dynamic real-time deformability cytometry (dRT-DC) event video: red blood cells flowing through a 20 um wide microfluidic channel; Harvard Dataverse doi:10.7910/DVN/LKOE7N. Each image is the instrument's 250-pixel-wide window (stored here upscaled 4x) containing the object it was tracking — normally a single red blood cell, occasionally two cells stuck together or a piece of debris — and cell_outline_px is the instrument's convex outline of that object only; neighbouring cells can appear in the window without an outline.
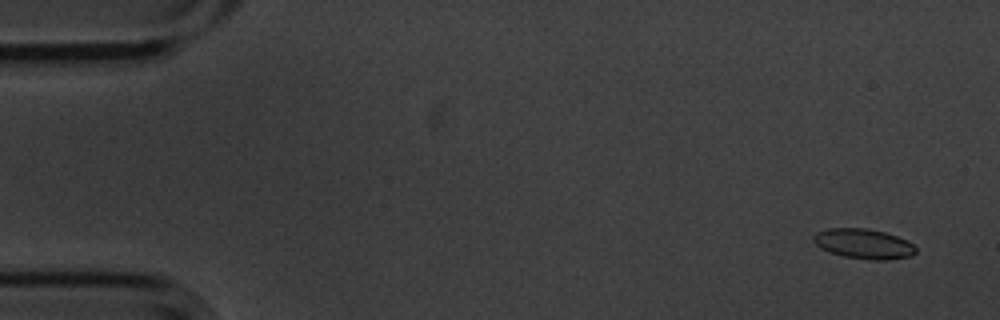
{"species": "common noctule bat (a hibernating species)", "species_latin": "Nyctalus noctula", "temperature_condition": "cold", "stored_images_in_passage": 5, "camera_frame_rate_fps": 3000, "um_per_image_px": 0.085, "animal": {"sex": "male", "body_mass_g": 20.1, "forearm_length_mm": 53.5}, "frame": {"image": 1, "passage_image": 1, "time_ms": 0.0, "image_size_px": [1000, 320], "cell_outline_px": [[916, 252], [912, 256], [888, 260], [872, 260], [844, 256], [828, 252], [820, 248], [812, 240], [812, 236], [816, 232], [828, 228], [864, 228], [884, 232], [908, 240], [916, 248]], "centroid_in_image_um": [73.39, 20.72], "position_along_channel_um": 11.6, "area_um2": 17.98}}
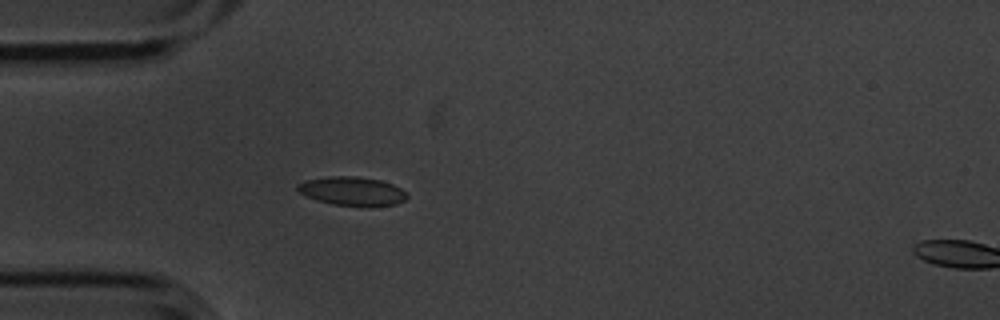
{"frame": {"image": 2, "passage_image": 4, "time_ms": 1.0, "image_size_px": [1000, 320], "cell_outline_px": [[408, 196], [404, 200], [396, 204], [368, 208], [364, 208], [332, 204], [316, 200], [300, 192], [296, 188], [296, 184], [304, 180], [332, 176], [356, 176], [380, 180], [392, 184], [400, 188]], "centroid_in_image_um": [29.93, 16.27], "position_along_channel_um": 55.1, "area_um2": 18.67}}